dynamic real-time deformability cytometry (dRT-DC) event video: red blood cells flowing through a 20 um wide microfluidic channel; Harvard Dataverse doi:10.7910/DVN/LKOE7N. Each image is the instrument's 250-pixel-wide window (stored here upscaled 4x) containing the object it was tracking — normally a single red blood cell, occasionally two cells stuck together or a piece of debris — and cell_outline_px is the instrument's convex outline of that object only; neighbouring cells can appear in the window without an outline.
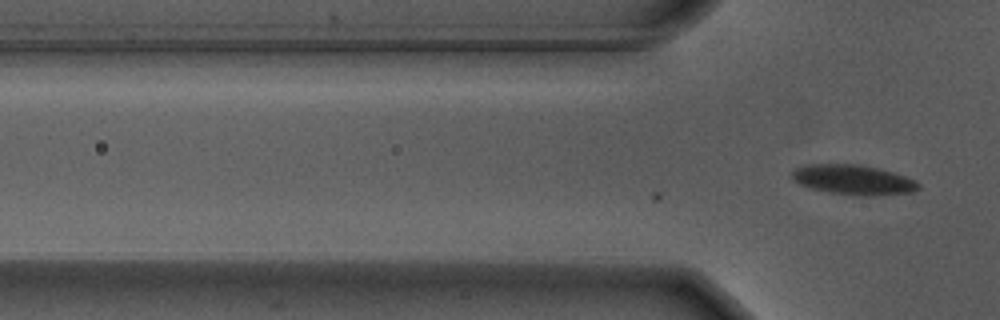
{"species": "Egyptian fruit bat (a non-hibernating species)", "species_latin": "Rousettus aegyptiacus", "temperature_condition": "warm", "stored_images_in_passage": 4, "camera_frame_rate_fps": 3000, "um_per_image_px": 0.085, "animal": {"sex": "male"}, "frame": {"image": 1, "passage_image": 4, "time_ms": 1.0, "image_size_px": [1000, 320], "cell_outline_px": [[920, 188], [916, 192], [876, 196], [852, 196], [828, 192], [808, 188], [792, 180], [792, 172], [796, 168], [804, 164], [856, 164], [876, 168], [892, 172], [904, 176], [920, 184]], "centroid_in_image_um": [72.51, 15.3], "position_along_channel_um": 53.3, "area_um2": 22.25}}